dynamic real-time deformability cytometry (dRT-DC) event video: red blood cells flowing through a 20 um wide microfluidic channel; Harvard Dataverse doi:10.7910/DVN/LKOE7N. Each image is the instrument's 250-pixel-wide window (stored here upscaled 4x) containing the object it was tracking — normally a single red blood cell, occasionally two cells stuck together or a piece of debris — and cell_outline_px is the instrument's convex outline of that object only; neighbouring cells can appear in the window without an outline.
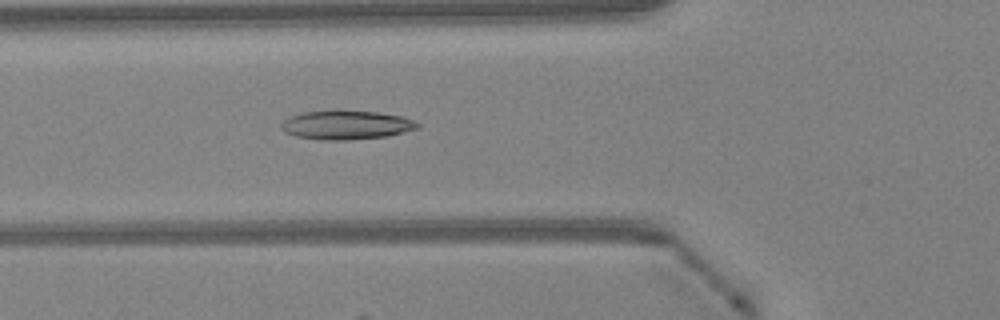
{"species": "Egyptian fruit bat (a non-hibernating species)", "species_latin": "Rousettus aegyptiacus", "temperature_condition": "warm", "stored_images_in_passage": 45, "camera_frame_rate_fps": 3000, "um_per_image_px": 0.085, "animal": {"sex": "female"}, "frame": {"image": 1, "passage_image": 15, "time_ms": 4.667, "image_size_px": [1000, 320], "cell_outline_px": [[420, 128], [388, 136], [344, 140], [320, 140], [296, 136], [284, 132], [280, 128], [280, 124], [284, 120], [292, 116], [304, 112], [380, 112], [404, 116], [420, 124]], "centroid_in_image_um": [29.46, 10.65], "position_along_channel_um": 96.3, "area_um2": 22.6}}
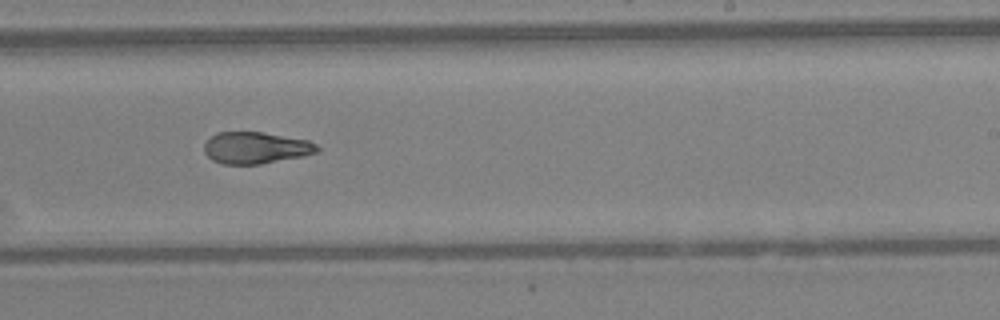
{"frame": {"image": 2, "passage_image": 27, "time_ms": 8.667, "image_size_px": [1000, 320], "cell_outline_px": [[320, 148], [316, 152], [304, 156], [260, 164], [224, 164], [212, 160], [204, 152], [204, 144], [216, 132], [264, 132], [308, 140], [316, 144]], "centroid_in_image_um": [21.74, 12.56], "position_along_channel_um": 267.3, "area_um2": 20.87}}
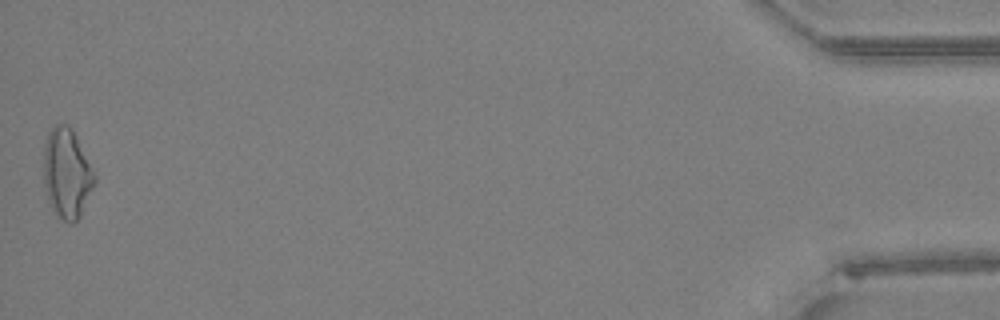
{"frame": {"image": 3, "passage_image": 45, "time_ms": 14.667, "image_size_px": [1000, 320], "cell_outline_px": [[96, 180], [80, 216], [72, 224], [64, 220], [52, 212], [48, 200], [44, 184], [44, 144], [48, 132], [56, 124], [68, 124], [72, 128], [96, 176]], "centroid_in_image_um": [5.66, 14.74], "position_along_channel_um": 429.5, "area_um2": 26.53}, "authors_computed_cell_mechanics": {"area_um2": 22.3108, "velocity_mm_per_s": 4.2936, "shape_relaxation_time_tau1_ms": null, "shape_relaxation_time_tau2_ms": 2.4755, "deformation_change_tau1": null, "deformation_change_tau2": 0.0886}}